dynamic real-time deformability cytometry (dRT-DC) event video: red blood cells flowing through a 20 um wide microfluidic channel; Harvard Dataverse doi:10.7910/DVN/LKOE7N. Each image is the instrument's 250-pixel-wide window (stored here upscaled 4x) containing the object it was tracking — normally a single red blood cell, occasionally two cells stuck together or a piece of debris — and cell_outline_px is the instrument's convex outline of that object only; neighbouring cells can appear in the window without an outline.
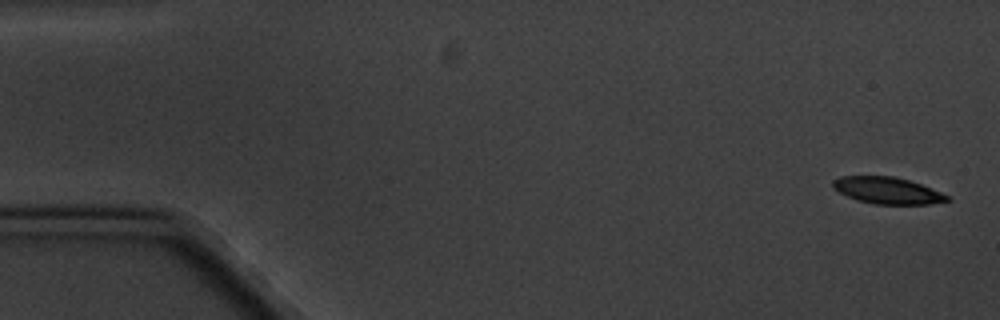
{"species": "common noctule bat (a hibernating species)", "species_latin": "Nyctalus noctula", "temperature_condition": "cold", "stored_images_in_passage": 6, "camera_frame_rate_fps": 3000, "um_per_image_px": 0.085, "animal": {"sex": "male", "body_mass_g": 20.1, "forearm_length_mm": 53.5}, "frame": {"image": 1, "passage_image": 1, "time_ms": 0.0, "image_size_px": [1000, 320], "cell_outline_px": [[952, 200], [932, 204], [872, 204], [856, 200], [832, 188], [832, 180], [840, 176], [892, 176], [908, 180], [920, 184], [940, 192], [948, 196]], "centroid_in_image_um": [75.4, 16.2], "position_along_channel_um": 9.6, "area_um2": 17.74}}